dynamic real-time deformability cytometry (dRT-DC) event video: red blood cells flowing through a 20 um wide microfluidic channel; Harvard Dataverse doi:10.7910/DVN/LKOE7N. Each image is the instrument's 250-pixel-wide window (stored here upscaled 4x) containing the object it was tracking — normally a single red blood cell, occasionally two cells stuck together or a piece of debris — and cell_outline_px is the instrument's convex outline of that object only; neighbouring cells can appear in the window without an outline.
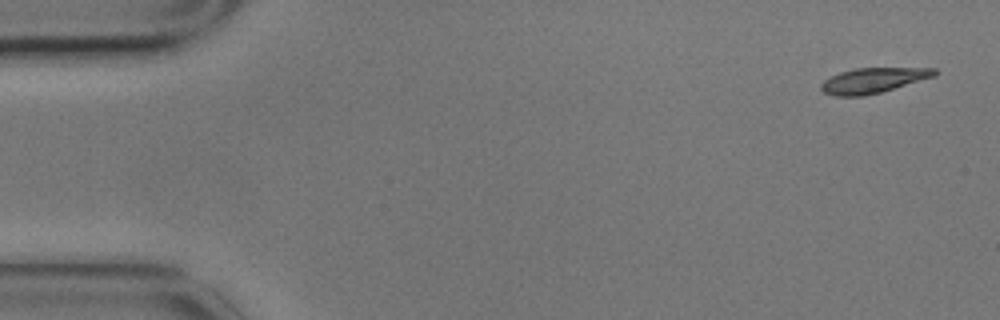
{"species": "common noctule bat (a hibernating species)", "species_latin": "Nyctalus noctula", "temperature_condition": "cold", "stored_images_in_passage": 5, "camera_frame_rate_fps": 3000, "um_per_image_px": 0.085, "animal": {"sex": "male", "body_mass_g": 17.9}, "frame": {"image": 1, "passage_image": 1, "time_ms": 0.0, "image_size_px": [1000, 320], "cell_outline_px": [[936, 76], [880, 92], [864, 96], [836, 96], [824, 92], [820, 88], [820, 84], [824, 80], [840, 72], [856, 68], [936, 68]], "centroid_in_image_um": [74.2, 6.83], "position_along_channel_um": 10.8, "area_um2": 16.47}}
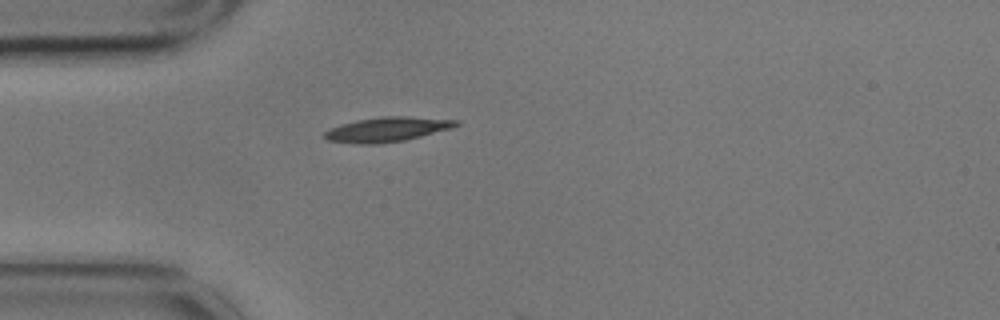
{"frame": {"image": 2, "passage_image": 4, "time_ms": 1.0, "image_size_px": [1000, 320], "cell_outline_px": [[460, 124], [452, 128], [404, 140], [376, 144], [360, 144], [328, 140], [324, 136], [324, 132], [340, 124], [356, 120], [380, 116], [408, 116], [460, 120]], "centroid_in_image_um": [32.93, 10.98], "position_along_channel_um": 52.1, "area_um2": 18.79}}